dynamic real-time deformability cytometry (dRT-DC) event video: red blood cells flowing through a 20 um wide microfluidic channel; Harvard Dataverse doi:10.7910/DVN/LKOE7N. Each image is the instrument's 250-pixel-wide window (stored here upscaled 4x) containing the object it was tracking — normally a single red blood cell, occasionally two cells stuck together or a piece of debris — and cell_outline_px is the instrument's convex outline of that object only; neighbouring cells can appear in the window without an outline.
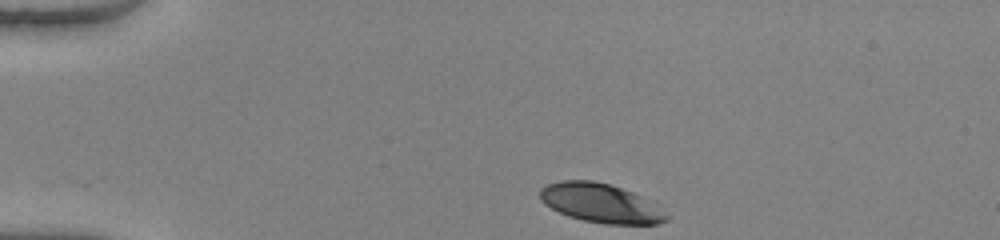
{"species": "human", "species_latin": "Homo sapiens", "temperature_condition": "warm", "stored_images_in_passage": 35, "camera_frame_rate_fps": 3000, "um_per_image_px": 0.085, "donor": {"sex": "female"}, "frame": {"image": 1, "passage_image": 1, "time_ms": 0.0, "image_size_px": [1000, 240], "cell_outline_px": [[668, 220], [656, 224], [604, 224], [584, 220], [568, 216], [544, 204], [540, 200], [540, 188], [548, 184], [560, 180], [592, 180], [608, 184], [632, 192], [640, 196], [668, 216]], "centroid_in_image_um": [50.98, 17.26], "position_along_channel_um": 34.0, "area_um2": 28.26}}
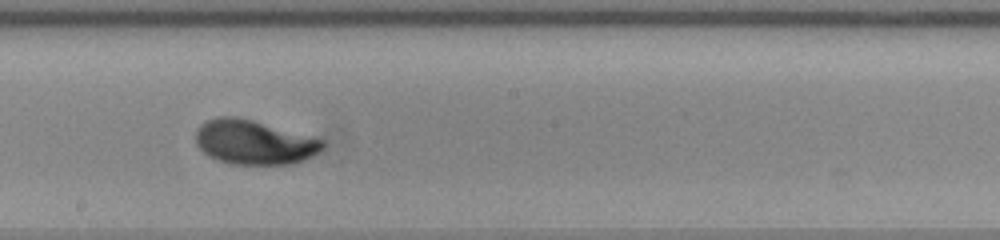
{"frame": {"image": 2, "passage_image": 20, "time_ms": 6.333, "image_size_px": [1000, 240], "cell_outline_px": [[324, 148], [312, 156], [304, 160], [292, 164], [232, 164], [208, 156], [196, 144], [196, 128], [204, 120], [220, 116], [236, 116], [252, 120], [324, 140]], "centroid_in_image_um": [21.56, 12.08], "position_along_channel_um": 226.6, "area_um2": 32.71}}
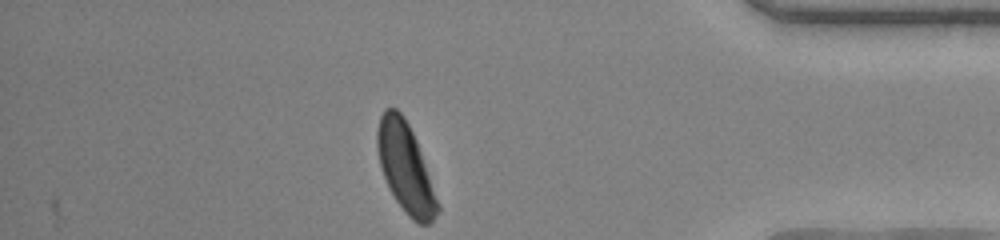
{"frame": {"image": 3, "passage_image": 35, "time_ms": 11.333, "image_size_px": [1000, 240], "cell_outline_px": [[440, 208], [432, 220], [428, 224], [416, 224], [408, 216], [396, 200], [388, 188], [380, 168], [376, 148], [376, 132], [380, 116], [384, 108], [396, 108], [404, 116], [416, 140], [440, 204]], "centroid_in_image_um": [34.44, 14.26], "position_along_channel_um": 400.8, "area_um2": 31.44}, "authors_computed_cell_mechanics": {"area_um2": 32.1368, "velocity_mm_per_s": 4.0624, "shape_relaxation_time_tau1_ms": 3.2627, "shape_relaxation_time_tau2_ms": 0.7013, "deformation_change_tau1": 0.1734, "deformation_change_tau2": 0.0386}}